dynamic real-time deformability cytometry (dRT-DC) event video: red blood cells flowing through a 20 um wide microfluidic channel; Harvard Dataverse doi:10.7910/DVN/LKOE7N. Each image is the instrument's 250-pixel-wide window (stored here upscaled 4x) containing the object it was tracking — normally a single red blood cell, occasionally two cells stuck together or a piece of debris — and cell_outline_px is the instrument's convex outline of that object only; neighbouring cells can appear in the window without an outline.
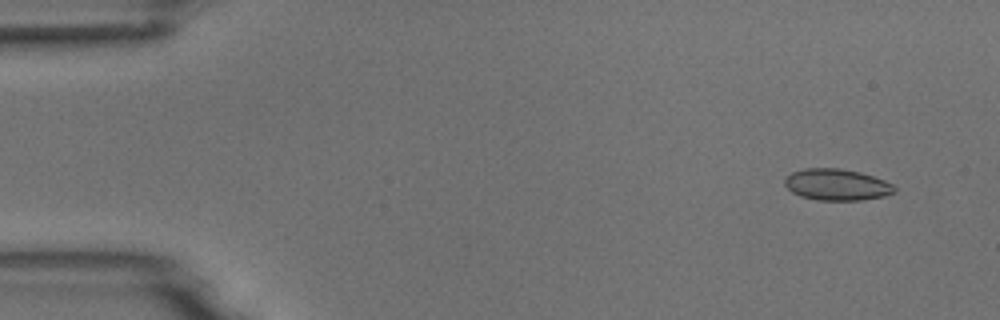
{"species": "common noctule bat (a hibernating species)", "species_latin": "Nyctalus noctula", "temperature_condition": "room temperature", "stored_images_in_passage": 7, "camera_frame_rate_fps": 3000, "um_per_image_px": 0.085, "animal": {"sex": "male", "body_mass_g": 18.8}, "frame": {"image": 1, "passage_image": 2, "time_ms": 0.333, "image_size_px": [1000, 320], "cell_outline_px": [[896, 192], [884, 196], [860, 200], [816, 200], [800, 196], [792, 192], [784, 184], [784, 180], [792, 172], [804, 168], [840, 168], [860, 172], [884, 180], [892, 184], [896, 188]], "centroid_in_image_um": [71.12, 15.69], "position_along_channel_um": 13.9, "area_um2": 20.11}}
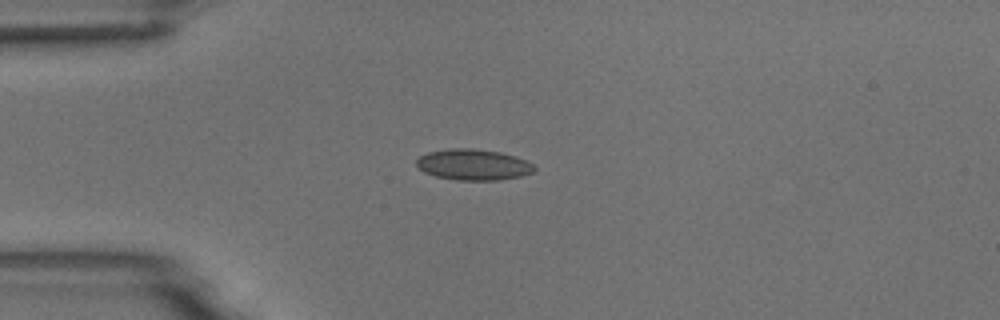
{"frame": {"image": 2, "passage_image": 5, "time_ms": 1.333, "image_size_px": [1000, 320], "cell_outline_px": [[536, 168], [532, 172], [520, 176], [496, 180], [456, 180], [436, 176], [424, 172], [416, 164], [416, 160], [420, 156], [428, 152], [448, 148], [472, 148], [500, 152], [516, 156], [532, 164]], "centroid_in_image_um": [40.21, 13.99], "position_along_channel_um": 44.8, "area_um2": 21.15}}
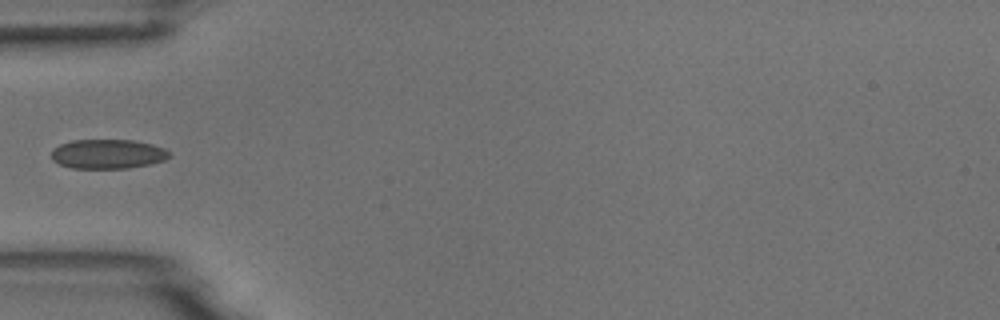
{"frame": {"image": 3, "passage_image": 6, "time_ms": 1.667, "image_size_px": [1000, 320], "cell_outline_px": [[172, 156], [164, 160], [148, 164], [128, 168], [72, 168], [60, 164], [52, 160], [52, 148], [60, 144], [72, 140], [132, 140], [152, 144], [164, 148]], "centroid_in_image_um": [9.14, 13.08], "position_along_channel_um": 75.9, "area_um2": 20.17}}